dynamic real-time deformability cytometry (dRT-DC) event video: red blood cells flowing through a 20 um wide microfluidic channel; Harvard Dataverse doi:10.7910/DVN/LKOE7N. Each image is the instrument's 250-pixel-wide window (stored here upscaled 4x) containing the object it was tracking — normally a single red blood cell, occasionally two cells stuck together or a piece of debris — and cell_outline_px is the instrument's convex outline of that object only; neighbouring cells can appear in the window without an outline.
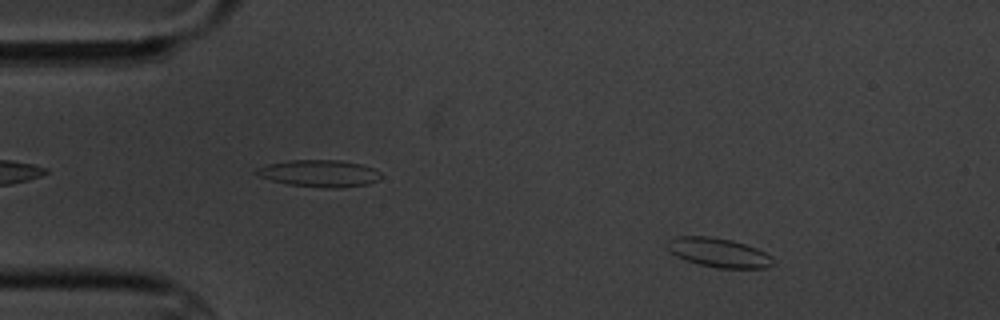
{"species": "common noctule bat (a hibernating species)", "species_latin": "Nyctalus noctula", "temperature_condition": "cold", "stored_images_in_passage": 6, "camera_frame_rate_fps": 3000, "um_per_image_px": 0.085, "animal": {"sex": "male", "body_mass_g": 20.1, "forearm_length_mm": 53.5}, "frame": {"image": 1, "passage_image": 2, "time_ms": 1.333, "image_size_px": [1000, 320], "cell_outline_px": [[772, 264], [768, 268], [716, 268], [684, 260], [676, 256], [664, 244], [668, 240], [676, 236], [712, 236], [732, 240], [756, 248], [764, 252], [772, 260]], "centroid_in_image_um": [61.02, 21.46], "position_along_channel_um": 24.0, "area_um2": 17.92}}
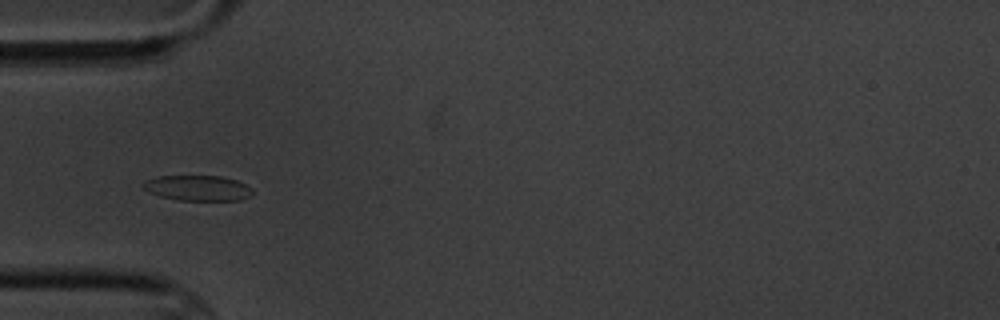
{"frame": {"image": 2, "passage_image": 5, "time_ms": 4.667, "image_size_px": [1000, 320], "cell_outline_px": [[252, 196], [240, 200], [180, 200], [160, 196], [148, 192], [140, 184], [144, 180], [156, 176], [220, 176], [236, 180], [252, 188]], "centroid_in_image_um": [16.78, 15.98], "position_along_channel_um": 68.2, "area_um2": 16.24}}
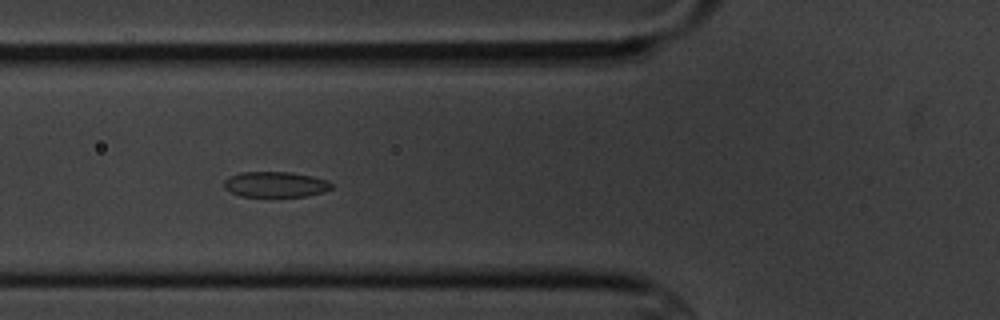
{"frame": {"image": 3, "passage_image": 6, "time_ms": 5.667, "image_size_px": [1000, 320], "cell_outline_px": [[332, 188], [324, 192], [308, 196], [240, 196], [224, 188], [224, 180], [228, 176], [240, 172], [292, 172], [312, 176], [328, 180], [332, 184]], "centroid_in_image_um": [23.42, 15.67], "position_along_channel_um": 102.4, "area_um2": 16.07}}